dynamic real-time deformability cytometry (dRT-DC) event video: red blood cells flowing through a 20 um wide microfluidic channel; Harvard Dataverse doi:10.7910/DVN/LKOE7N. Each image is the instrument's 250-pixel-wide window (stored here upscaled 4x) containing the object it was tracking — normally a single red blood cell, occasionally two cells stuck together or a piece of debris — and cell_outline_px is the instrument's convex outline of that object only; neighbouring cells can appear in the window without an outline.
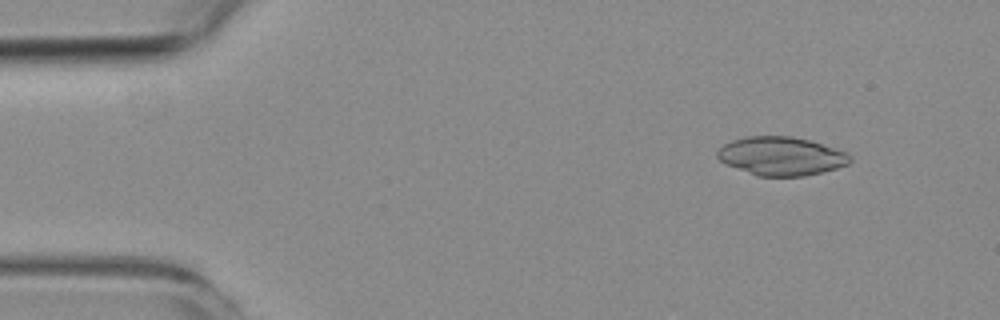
{"species": "common noctule bat (a hibernating species)", "species_latin": "Nyctalus noctula", "temperature_condition": "room temperature", "stored_images_in_passage": 4, "camera_frame_rate_fps": 3000, "um_per_image_px": 0.085, "animal": {"sex": "female", "body_mass_g": 19.3, "forearm_length_mm": 54.1}, "frame": {"image": 1, "passage_image": 2, "time_ms": 1.333, "image_size_px": [1000, 320], "cell_outline_px": [[852, 160], [848, 164], [836, 168], [804, 176], [756, 176], [724, 164], [716, 156], [716, 152], [724, 144], [732, 140], [748, 136], [792, 136], [808, 140], [844, 152], [852, 156]], "centroid_in_image_um": [66.35, 13.28], "position_along_channel_um": 18.7, "area_um2": 29.65}}